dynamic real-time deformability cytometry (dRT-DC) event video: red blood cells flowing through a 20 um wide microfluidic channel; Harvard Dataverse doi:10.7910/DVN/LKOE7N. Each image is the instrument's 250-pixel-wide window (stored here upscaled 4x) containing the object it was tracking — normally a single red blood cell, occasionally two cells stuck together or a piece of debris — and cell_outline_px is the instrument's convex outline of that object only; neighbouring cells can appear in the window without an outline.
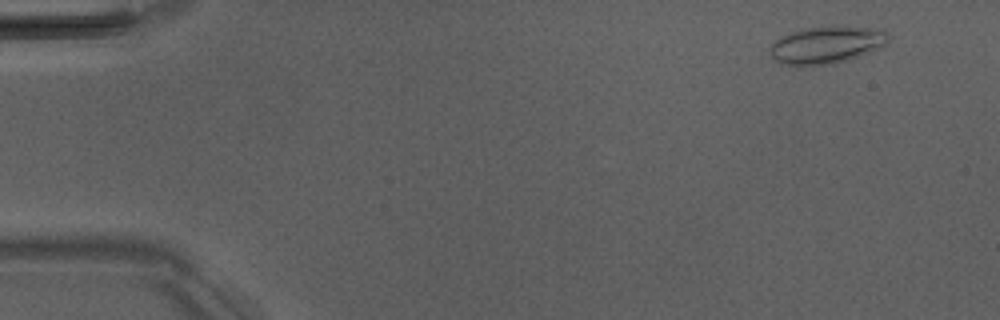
{"species": "Egyptian fruit bat (a non-hibernating species)", "species_latin": "Rousettus aegyptiacus", "temperature_condition": "room temperature", "stored_images_in_passage": 4, "camera_frame_rate_fps": 3000, "um_per_image_px": 0.085, "animal": {"sex": "male"}, "frame": {"image": 1, "passage_image": 1, "time_ms": 0.0, "image_size_px": [1000, 320], "cell_outline_px": [[888, 40], [884, 48], [848, 60], [832, 64], [780, 64], [772, 60], [772, 44], [780, 36], [804, 28], [832, 24], [884, 28], [888, 32]], "centroid_in_image_um": [70.37, 3.76], "position_along_channel_um": 14.6, "area_um2": 26.36}}